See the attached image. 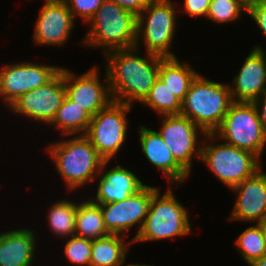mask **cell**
Listing matches in <instances>:
<instances>
[{
    "instance_id": "6da1fadb",
    "label": "cell",
    "mask_w": 266,
    "mask_h": 266,
    "mask_svg": "<svg viewBox=\"0 0 266 266\" xmlns=\"http://www.w3.org/2000/svg\"><path fill=\"white\" fill-rule=\"evenodd\" d=\"M139 49L125 48L105 54V72L113 101L131 106L134 101L142 102L158 78L163 57L150 53L139 56Z\"/></svg>"
},
{
    "instance_id": "7a4b0ae2",
    "label": "cell",
    "mask_w": 266,
    "mask_h": 266,
    "mask_svg": "<svg viewBox=\"0 0 266 266\" xmlns=\"http://www.w3.org/2000/svg\"><path fill=\"white\" fill-rule=\"evenodd\" d=\"M53 142L47 147L59 175L65 180L67 190L72 192L86 183H92L100 175L104 160L85 135ZM98 173V175H97Z\"/></svg>"
},
{
    "instance_id": "3957f363",
    "label": "cell",
    "mask_w": 266,
    "mask_h": 266,
    "mask_svg": "<svg viewBox=\"0 0 266 266\" xmlns=\"http://www.w3.org/2000/svg\"><path fill=\"white\" fill-rule=\"evenodd\" d=\"M232 103L229 85L211 81L199 73L182 101L180 115L188 117L206 134H213Z\"/></svg>"
},
{
    "instance_id": "277c9868",
    "label": "cell",
    "mask_w": 266,
    "mask_h": 266,
    "mask_svg": "<svg viewBox=\"0 0 266 266\" xmlns=\"http://www.w3.org/2000/svg\"><path fill=\"white\" fill-rule=\"evenodd\" d=\"M89 24L90 29L82 40L84 46L102 48L104 55L113 50L135 47L137 16L118 4L105 0Z\"/></svg>"
},
{
    "instance_id": "5b68a950",
    "label": "cell",
    "mask_w": 266,
    "mask_h": 266,
    "mask_svg": "<svg viewBox=\"0 0 266 266\" xmlns=\"http://www.w3.org/2000/svg\"><path fill=\"white\" fill-rule=\"evenodd\" d=\"M166 190L162 196L160 190L152 195L147 217L133 244L190 234L192 229L188 210L176 199L169 186Z\"/></svg>"
},
{
    "instance_id": "8992f818",
    "label": "cell",
    "mask_w": 266,
    "mask_h": 266,
    "mask_svg": "<svg viewBox=\"0 0 266 266\" xmlns=\"http://www.w3.org/2000/svg\"><path fill=\"white\" fill-rule=\"evenodd\" d=\"M201 140L203 141L200 160L229 189L253 176L262 168L260 159L249 151L224 142L214 145L215 140H217L214 134H206Z\"/></svg>"
},
{
    "instance_id": "52a82bcc",
    "label": "cell",
    "mask_w": 266,
    "mask_h": 266,
    "mask_svg": "<svg viewBox=\"0 0 266 266\" xmlns=\"http://www.w3.org/2000/svg\"><path fill=\"white\" fill-rule=\"evenodd\" d=\"M172 0H150L145 9L137 16V39L145 44L146 53L163 58H175L170 46L176 31V6ZM146 16V17H145Z\"/></svg>"
},
{
    "instance_id": "ba28073f",
    "label": "cell",
    "mask_w": 266,
    "mask_h": 266,
    "mask_svg": "<svg viewBox=\"0 0 266 266\" xmlns=\"http://www.w3.org/2000/svg\"><path fill=\"white\" fill-rule=\"evenodd\" d=\"M213 134L218 140L249 151L259 159L266 146V131L253 102H233Z\"/></svg>"
},
{
    "instance_id": "9c48e42d",
    "label": "cell",
    "mask_w": 266,
    "mask_h": 266,
    "mask_svg": "<svg viewBox=\"0 0 266 266\" xmlns=\"http://www.w3.org/2000/svg\"><path fill=\"white\" fill-rule=\"evenodd\" d=\"M132 106L112 101L92 118L85 136L104 161H111L127 137V112Z\"/></svg>"
},
{
    "instance_id": "30bf717a",
    "label": "cell",
    "mask_w": 266,
    "mask_h": 266,
    "mask_svg": "<svg viewBox=\"0 0 266 266\" xmlns=\"http://www.w3.org/2000/svg\"><path fill=\"white\" fill-rule=\"evenodd\" d=\"M157 187L145 184L137 193L128 196L126 199L107 204H98L105 228L110 234L126 235L131 227L138 224L139 229L133 241L139 234L147 217L152 195L157 191ZM140 224V225H139Z\"/></svg>"
},
{
    "instance_id": "8fae6325",
    "label": "cell",
    "mask_w": 266,
    "mask_h": 266,
    "mask_svg": "<svg viewBox=\"0 0 266 266\" xmlns=\"http://www.w3.org/2000/svg\"><path fill=\"white\" fill-rule=\"evenodd\" d=\"M62 67L23 61L0 69V96L10 106L20 96L51 81Z\"/></svg>"
},
{
    "instance_id": "7c38bea8",
    "label": "cell",
    "mask_w": 266,
    "mask_h": 266,
    "mask_svg": "<svg viewBox=\"0 0 266 266\" xmlns=\"http://www.w3.org/2000/svg\"><path fill=\"white\" fill-rule=\"evenodd\" d=\"M162 117L159 133L176 162L190 174L192 157L196 156L199 159L201 156L202 141L200 140L199 144L198 135L201 134L203 137L206 133L188 117L180 114ZM197 145L199 146L197 147Z\"/></svg>"
},
{
    "instance_id": "4fadbf2b",
    "label": "cell",
    "mask_w": 266,
    "mask_h": 266,
    "mask_svg": "<svg viewBox=\"0 0 266 266\" xmlns=\"http://www.w3.org/2000/svg\"><path fill=\"white\" fill-rule=\"evenodd\" d=\"M66 97L64 67L47 84L26 92L14 101L9 109L49 126Z\"/></svg>"
},
{
    "instance_id": "5bb4252c",
    "label": "cell",
    "mask_w": 266,
    "mask_h": 266,
    "mask_svg": "<svg viewBox=\"0 0 266 266\" xmlns=\"http://www.w3.org/2000/svg\"><path fill=\"white\" fill-rule=\"evenodd\" d=\"M99 68L93 67L80 76L64 68L66 96L82 107L92 117L106 108L112 101L107 72L104 84L100 80Z\"/></svg>"
},
{
    "instance_id": "9a60e30c",
    "label": "cell",
    "mask_w": 266,
    "mask_h": 266,
    "mask_svg": "<svg viewBox=\"0 0 266 266\" xmlns=\"http://www.w3.org/2000/svg\"><path fill=\"white\" fill-rule=\"evenodd\" d=\"M75 20L64 1L45 2L35 23V43L63 46L72 33Z\"/></svg>"
},
{
    "instance_id": "2e32d148",
    "label": "cell",
    "mask_w": 266,
    "mask_h": 266,
    "mask_svg": "<svg viewBox=\"0 0 266 266\" xmlns=\"http://www.w3.org/2000/svg\"><path fill=\"white\" fill-rule=\"evenodd\" d=\"M230 87L233 102H253L266 90V51L253 47Z\"/></svg>"
},
{
    "instance_id": "e0dca14e",
    "label": "cell",
    "mask_w": 266,
    "mask_h": 266,
    "mask_svg": "<svg viewBox=\"0 0 266 266\" xmlns=\"http://www.w3.org/2000/svg\"><path fill=\"white\" fill-rule=\"evenodd\" d=\"M231 190L238 195L229 220L258 223L266 216V173L262 168Z\"/></svg>"
},
{
    "instance_id": "ac0fdd59",
    "label": "cell",
    "mask_w": 266,
    "mask_h": 266,
    "mask_svg": "<svg viewBox=\"0 0 266 266\" xmlns=\"http://www.w3.org/2000/svg\"><path fill=\"white\" fill-rule=\"evenodd\" d=\"M109 161H104L100 174L96 195L90 200L96 204H107L122 201L137 193L145 184L132 171L117 165L106 170ZM104 171V172H103Z\"/></svg>"
},
{
    "instance_id": "d6986e66",
    "label": "cell",
    "mask_w": 266,
    "mask_h": 266,
    "mask_svg": "<svg viewBox=\"0 0 266 266\" xmlns=\"http://www.w3.org/2000/svg\"><path fill=\"white\" fill-rule=\"evenodd\" d=\"M142 152L148 161L162 170L170 184L184 182L190 175L176 162L158 131L145 125L139 127Z\"/></svg>"
},
{
    "instance_id": "ffe728a7",
    "label": "cell",
    "mask_w": 266,
    "mask_h": 266,
    "mask_svg": "<svg viewBox=\"0 0 266 266\" xmlns=\"http://www.w3.org/2000/svg\"><path fill=\"white\" fill-rule=\"evenodd\" d=\"M36 234L27 228L0 233V266H32Z\"/></svg>"
},
{
    "instance_id": "44dd1931",
    "label": "cell",
    "mask_w": 266,
    "mask_h": 266,
    "mask_svg": "<svg viewBox=\"0 0 266 266\" xmlns=\"http://www.w3.org/2000/svg\"><path fill=\"white\" fill-rule=\"evenodd\" d=\"M122 236V237H121ZM123 235L109 234L92 240L90 266H122L128 255L129 245Z\"/></svg>"
},
{
    "instance_id": "7402d4cb",
    "label": "cell",
    "mask_w": 266,
    "mask_h": 266,
    "mask_svg": "<svg viewBox=\"0 0 266 266\" xmlns=\"http://www.w3.org/2000/svg\"><path fill=\"white\" fill-rule=\"evenodd\" d=\"M188 63H180L177 57L163 58L160 61L158 77L181 101L184 100L190 85L198 75Z\"/></svg>"
},
{
    "instance_id": "603a6c76",
    "label": "cell",
    "mask_w": 266,
    "mask_h": 266,
    "mask_svg": "<svg viewBox=\"0 0 266 266\" xmlns=\"http://www.w3.org/2000/svg\"><path fill=\"white\" fill-rule=\"evenodd\" d=\"M91 118L87 111L66 96L49 125L60 129L64 136L85 135Z\"/></svg>"
},
{
    "instance_id": "cb8c5ba5",
    "label": "cell",
    "mask_w": 266,
    "mask_h": 266,
    "mask_svg": "<svg viewBox=\"0 0 266 266\" xmlns=\"http://www.w3.org/2000/svg\"><path fill=\"white\" fill-rule=\"evenodd\" d=\"M109 234L98 204L93 203L90 199L77 204L75 236L93 240Z\"/></svg>"
},
{
    "instance_id": "d4e9b609",
    "label": "cell",
    "mask_w": 266,
    "mask_h": 266,
    "mask_svg": "<svg viewBox=\"0 0 266 266\" xmlns=\"http://www.w3.org/2000/svg\"><path fill=\"white\" fill-rule=\"evenodd\" d=\"M77 204L69 200L55 202L48 209V225L57 237L75 236Z\"/></svg>"
},
{
    "instance_id": "484cf974",
    "label": "cell",
    "mask_w": 266,
    "mask_h": 266,
    "mask_svg": "<svg viewBox=\"0 0 266 266\" xmlns=\"http://www.w3.org/2000/svg\"><path fill=\"white\" fill-rule=\"evenodd\" d=\"M141 104L155 110L160 117L179 115L182 108V101L172 93L159 77L155 80L154 85Z\"/></svg>"
},
{
    "instance_id": "4316f807",
    "label": "cell",
    "mask_w": 266,
    "mask_h": 266,
    "mask_svg": "<svg viewBox=\"0 0 266 266\" xmlns=\"http://www.w3.org/2000/svg\"><path fill=\"white\" fill-rule=\"evenodd\" d=\"M236 247L249 266L266 254V242L258 224L248 227L236 238Z\"/></svg>"
},
{
    "instance_id": "83f0119b",
    "label": "cell",
    "mask_w": 266,
    "mask_h": 266,
    "mask_svg": "<svg viewBox=\"0 0 266 266\" xmlns=\"http://www.w3.org/2000/svg\"><path fill=\"white\" fill-rule=\"evenodd\" d=\"M243 12L247 13L248 7L240 0H211L206 18L223 24L238 20Z\"/></svg>"
},
{
    "instance_id": "f1b7e54d",
    "label": "cell",
    "mask_w": 266,
    "mask_h": 266,
    "mask_svg": "<svg viewBox=\"0 0 266 266\" xmlns=\"http://www.w3.org/2000/svg\"><path fill=\"white\" fill-rule=\"evenodd\" d=\"M64 254V257L72 264L90 266L92 239L78 236L70 237L65 243Z\"/></svg>"
},
{
    "instance_id": "f546056e",
    "label": "cell",
    "mask_w": 266,
    "mask_h": 266,
    "mask_svg": "<svg viewBox=\"0 0 266 266\" xmlns=\"http://www.w3.org/2000/svg\"><path fill=\"white\" fill-rule=\"evenodd\" d=\"M105 0H64L75 19L76 16L89 22Z\"/></svg>"
},
{
    "instance_id": "4dcf8cb0",
    "label": "cell",
    "mask_w": 266,
    "mask_h": 266,
    "mask_svg": "<svg viewBox=\"0 0 266 266\" xmlns=\"http://www.w3.org/2000/svg\"><path fill=\"white\" fill-rule=\"evenodd\" d=\"M247 14L257 23L266 39V0H260L258 3L249 6Z\"/></svg>"
},
{
    "instance_id": "1f68e13d",
    "label": "cell",
    "mask_w": 266,
    "mask_h": 266,
    "mask_svg": "<svg viewBox=\"0 0 266 266\" xmlns=\"http://www.w3.org/2000/svg\"><path fill=\"white\" fill-rule=\"evenodd\" d=\"M211 0H184L183 11L190 17H206L209 11Z\"/></svg>"
},
{
    "instance_id": "d6a6232c",
    "label": "cell",
    "mask_w": 266,
    "mask_h": 266,
    "mask_svg": "<svg viewBox=\"0 0 266 266\" xmlns=\"http://www.w3.org/2000/svg\"><path fill=\"white\" fill-rule=\"evenodd\" d=\"M118 4L123 9L134 13L138 16L147 6L150 0H107Z\"/></svg>"
},
{
    "instance_id": "836d02e7",
    "label": "cell",
    "mask_w": 266,
    "mask_h": 266,
    "mask_svg": "<svg viewBox=\"0 0 266 266\" xmlns=\"http://www.w3.org/2000/svg\"><path fill=\"white\" fill-rule=\"evenodd\" d=\"M253 104L257 109L262 127L266 131V90L253 101Z\"/></svg>"
},
{
    "instance_id": "e575fe53",
    "label": "cell",
    "mask_w": 266,
    "mask_h": 266,
    "mask_svg": "<svg viewBox=\"0 0 266 266\" xmlns=\"http://www.w3.org/2000/svg\"><path fill=\"white\" fill-rule=\"evenodd\" d=\"M257 224L260 227L262 234H263V238L265 239V242H266V216Z\"/></svg>"
},
{
    "instance_id": "d590c367",
    "label": "cell",
    "mask_w": 266,
    "mask_h": 266,
    "mask_svg": "<svg viewBox=\"0 0 266 266\" xmlns=\"http://www.w3.org/2000/svg\"><path fill=\"white\" fill-rule=\"evenodd\" d=\"M250 266H266V254H264L261 258L257 259Z\"/></svg>"
},
{
    "instance_id": "8d00e7d4",
    "label": "cell",
    "mask_w": 266,
    "mask_h": 266,
    "mask_svg": "<svg viewBox=\"0 0 266 266\" xmlns=\"http://www.w3.org/2000/svg\"><path fill=\"white\" fill-rule=\"evenodd\" d=\"M244 5H246L247 7L258 3L260 0H240Z\"/></svg>"
},
{
    "instance_id": "74e56055",
    "label": "cell",
    "mask_w": 266,
    "mask_h": 266,
    "mask_svg": "<svg viewBox=\"0 0 266 266\" xmlns=\"http://www.w3.org/2000/svg\"><path fill=\"white\" fill-rule=\"evenodd\" d=\"M126 266H153V265H148V264H135V263H129L128 265H126Z\"/></svg>"
},
{
    "instance_id": "f35d334b",
    "label": "cell",
    "mask_w": 266,
    "mask_h": 266,
    "mask_svg": "<svg viewBox=\"0 0 266 266\" xmlns=\"http://www.w3.org/2000/svg\"><path fill=\"white\" fill-rule=\"evenodd\" d=\"M45 2H50V1H64V0H44Z\"/></svg>"
}]
</instances>
